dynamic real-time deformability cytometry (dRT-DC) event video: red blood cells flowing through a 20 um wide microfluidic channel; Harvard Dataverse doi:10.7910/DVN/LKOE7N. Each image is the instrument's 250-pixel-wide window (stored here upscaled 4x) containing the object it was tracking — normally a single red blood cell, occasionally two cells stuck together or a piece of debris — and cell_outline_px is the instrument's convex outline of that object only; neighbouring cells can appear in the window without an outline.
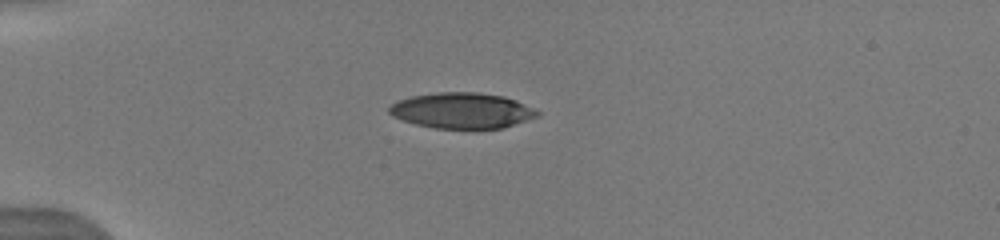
{"species": "human", "species_latin": "Homo sapiens", "temperature_condition": "warm", "stored_images_in_passage": 4, "camera_frame_rate_fps": 3000, "um_per_image_px": 0.085, "donor": {"sex": "male"}, "frame": {"image": 1, "passage_image": 1, "time_ms": 0.0, "image_size_px": [1000, 240], "cell_outline_px": [[540, 116], [504, 128], [436, 128], [416, 124], [392, 116], [388, 112], [388, 108], [392, 104], [400, 100], [412, 96], [440, 92], [476, 92], [504, 96], [516, 100], [540, 112]], "centroid_in_image_um": [39.3, 9.4], "position_along_channel_um": 45.7, "area_um2": 30.63}}
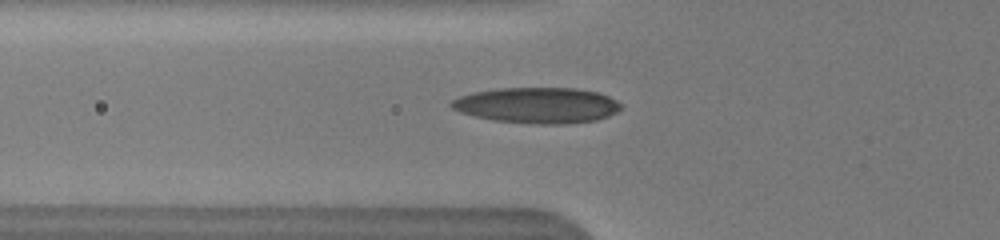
{"frame": {"image": 2, "passage_image": 4, "time_ms": 1.667, "image_size_px": [1000, 240], "cell_outline_px": [[620, 108], [616, 112], [608, 116], [596, 120], [568, 124], [532, 124], [492, 120], [460, 112], [452, 108], [448, 104], [452, 100], [460, 96], [472, 92], [500, 88], [576, 88], [600, 92], [616, 100], [620, 104]], "centroid_in_image_um": [45.66, 8.95], "position_along_channel_um": 80.1, "area_um2": 35.49}}